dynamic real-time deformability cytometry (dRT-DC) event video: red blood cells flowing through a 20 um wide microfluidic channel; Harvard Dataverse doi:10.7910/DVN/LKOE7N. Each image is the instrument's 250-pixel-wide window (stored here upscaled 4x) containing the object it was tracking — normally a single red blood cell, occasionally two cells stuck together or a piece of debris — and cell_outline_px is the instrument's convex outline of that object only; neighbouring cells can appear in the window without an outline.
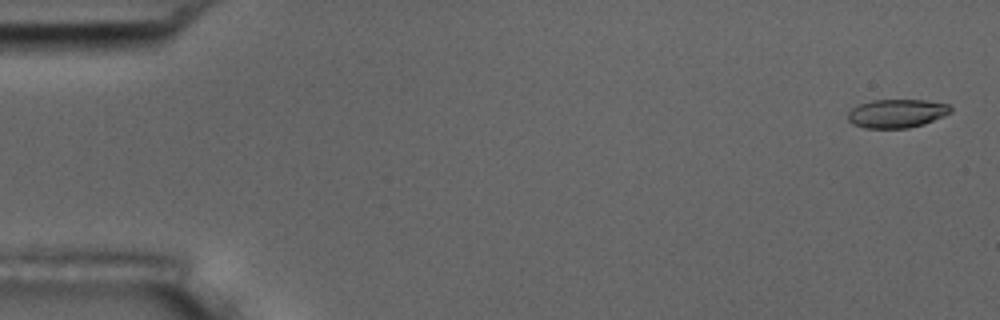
{"species": "common noctule bat (a hibernating species)", "species_latin": "Nyctalus noctula", "temperature_condition": "room temperature", "stored_images_in_passage": 7, "camera_frame_rate_fps": 3000, "um_per_image_px": 0.085, "animal": {"sex": "male", "body_mass_g": 17.5, "forearm_length_mm": 52.3}, "frame": {"image": 1, "passage_image": 1, "time_ms": 0.0, "image_size_px": [1000, 320], "cell_outline_px": [[952, 112], [944, 116], [924, 124], [908, 128], [864, 128], [852, 124], [848, 120], [848, 112], [852, 108], [860, 104], [872, 100], [924, 100], [948, 104], [952, 108]], "centroid_in_image_um": [76.23, 9.65], "position_along_channel_um": 8.8, "area_um2": 17.17}}
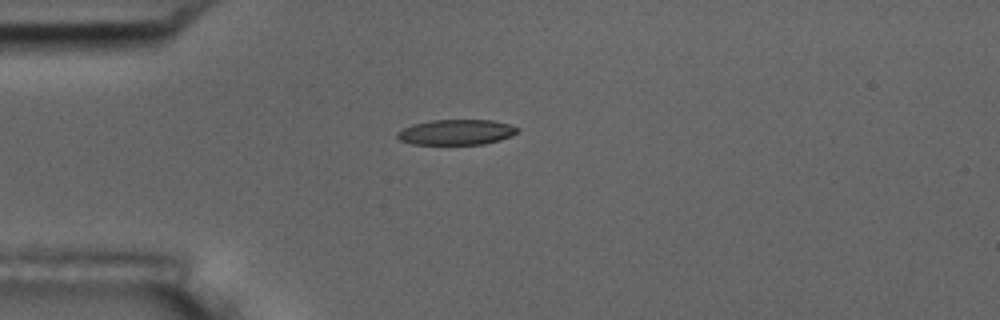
{"frame": {"image": 2, "passage_image": 5, "time_ms": 4.333, "image_size_px": [1000, 320], "cell_outline_px": [[520, 128], [516, 132], [500, 140], [484, 144], [412, 144], [400, 140], [396, 136], [396, 132], [412, 124], [432, 120], [492, 120], [508, 124]], "centroid_in_image_um": [38.75, 11.23], "position_along_channel_um": 46.3, "area_um2": 17.63}}
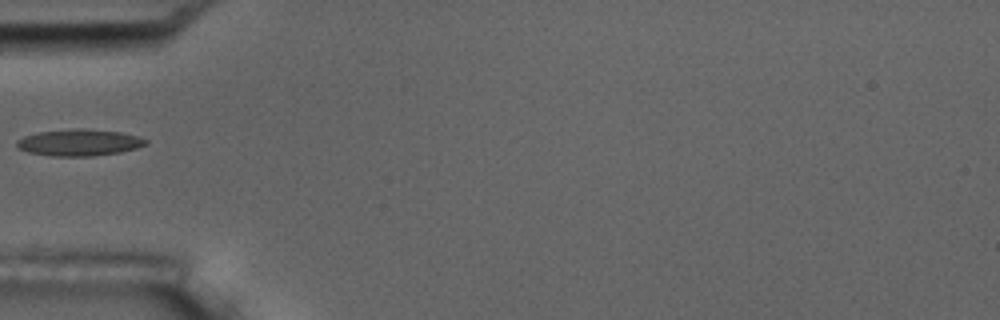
{"frame": {"image": 3, "passage_image": 6, "time_ms": 5.667, "image_size_px": [1000, 320], "cell_outline_px": [[148, 144], [136, 148], [120, 152], [92, 156], [48, 156], [28, 152], [16, 148], [16, 140], [24, 136], [40, 132], [76, 128], [84, 128], [120, 132], [136, 136], [148, 140]], "centroid_in_image_um": [6.7, 12.12], "position_along_channel_um": 78.3, "area_um2": 20.06}}